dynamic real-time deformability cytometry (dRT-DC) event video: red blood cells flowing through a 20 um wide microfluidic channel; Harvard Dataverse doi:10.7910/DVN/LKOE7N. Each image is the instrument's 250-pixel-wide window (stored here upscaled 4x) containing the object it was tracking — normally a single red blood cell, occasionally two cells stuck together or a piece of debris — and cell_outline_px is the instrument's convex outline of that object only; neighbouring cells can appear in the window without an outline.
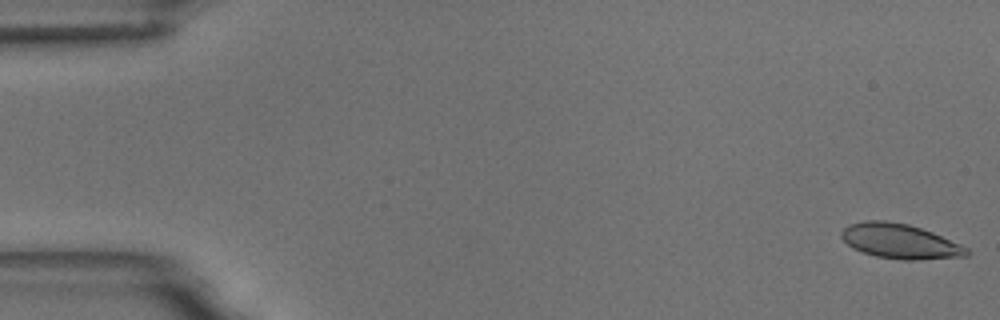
{"species": "common noctule bat (a hibernating species)", "species_latin": "Nyctalus noctula", "temperature_condition": "room temperature", "stored_images_in_passage": 56, "camera_frame_rate_fps": 3000, "um_per_image_px": 0.085, "animal": {"sex": "male", "body_mass_g": 18.8}, "frame": {"image": 1, "passage_image": 1, "time_ms": 0.0, "image_size_px": [1000, 320], "cell_outline_px": [[972, 252], [968, 256], [920, 260], [900, 260], [876, 256], [852, 248], [840, 236], [840, 232], [848, 224], [864, 220], [884, 220], [908, 224], [932, 232], [960, 244], [968, 248]], "centroid_in_image_um": [76.5, 20.51], "position_along_channel_um": 8.5, "area_um2": 25.55}}
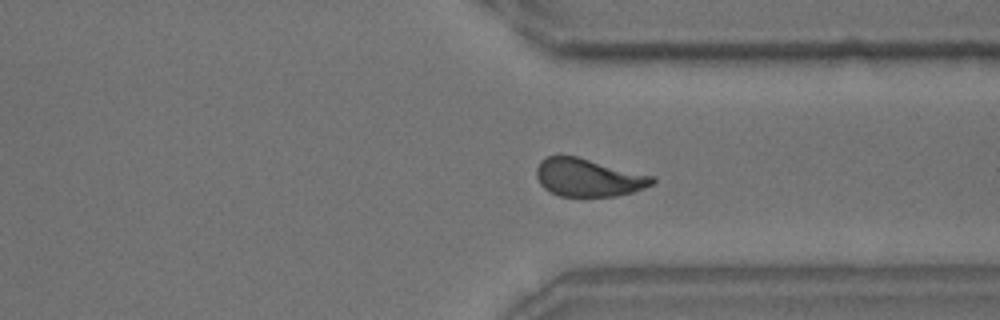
{"frame": {"image": 2, "passage_image": 42, "time_ms": 13.667, "image_size_px": [1000, 320], "cell_outline_px": [[656, 180], [652, 184], [644, 188], [632, 192], [616, 196], [560, 196], [544, 188], [540, 184], [536, 176], [536, 168], [540, 160], [548, 156], [576, 156], [656, 176]], "centroid_in_image_um": [50.02, 15.09], "position_along_channel_um": 361.4, "area_um2": 25.61}}
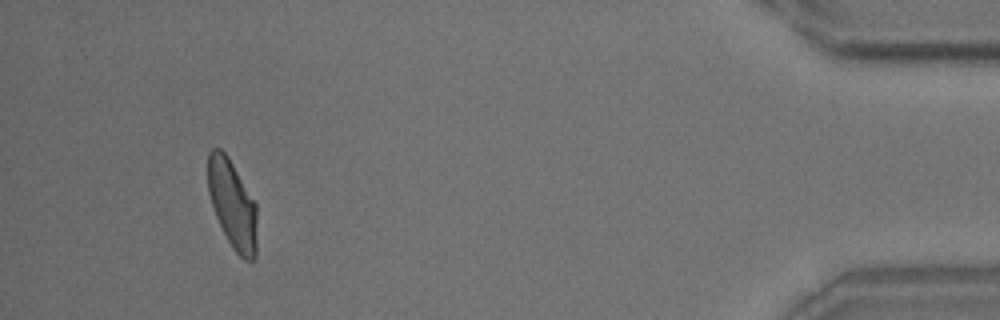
{"frame": {"image": 3, "passage_image": 52, "time_ms": 17.0, "image_size_px": [1000, 320], "cell_outline_px": [[256, 256], [252, 260], [244, 260], [232, 248], [216, 216], [208, 192], [208, 152], [212, 148], [220, 148], [228, 156], [256, 204]], "centroid_in_image_um": [19.75, 17.36], "position_along_channel_um": 415.5, "area_um2": 25.03}, "authors_computed_cell_mechanics": {"area_um2": 25.6632, "velocity_mm_per_s": 3.6244, "shape_relaxation_time_tau1_ms": 3.7471, "shape_relaxation_time_tau2_ms": 1.347, "deformation_change_tau1": 0.1483, "deformation_change_tau2": 0.0738}}